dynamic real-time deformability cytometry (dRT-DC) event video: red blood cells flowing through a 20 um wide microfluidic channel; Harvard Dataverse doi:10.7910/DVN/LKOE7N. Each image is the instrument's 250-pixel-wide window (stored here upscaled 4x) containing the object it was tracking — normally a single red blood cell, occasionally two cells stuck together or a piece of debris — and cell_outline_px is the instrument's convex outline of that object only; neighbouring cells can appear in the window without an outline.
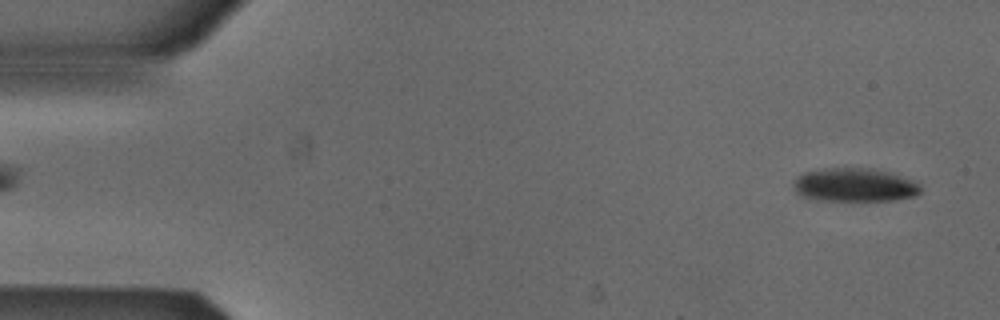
{"species": "Egyptian fruit bat (a non-hibernating species)", "species_latin": "Rousettus aegyptiacus", "temperature_condition": "cold", "stored_images_in_passage": 6, "segment_of_instrument_passage": [2, 2], "camera_frame_rate_fps": 3000, "um_per_image_px": 0.085, "animal": {"sex": "male"}, "frame": {"image": 1, "passage_image": 6, "time_ms": 1.667, "image_size_px": [1000, 320], "cell_outline_px": [[920, 192], [912, 196], [892, 200], [824, 200], [804, 196], [796, 192], [796, 176], [804, 172], [820, 168], [872, 168], [888, 172], [912, 180], [920, 184]], "centroid_in_image_um": [72.64, 15.7], "position_along_channel_um": 12.4, "area_um2": 24.39}}